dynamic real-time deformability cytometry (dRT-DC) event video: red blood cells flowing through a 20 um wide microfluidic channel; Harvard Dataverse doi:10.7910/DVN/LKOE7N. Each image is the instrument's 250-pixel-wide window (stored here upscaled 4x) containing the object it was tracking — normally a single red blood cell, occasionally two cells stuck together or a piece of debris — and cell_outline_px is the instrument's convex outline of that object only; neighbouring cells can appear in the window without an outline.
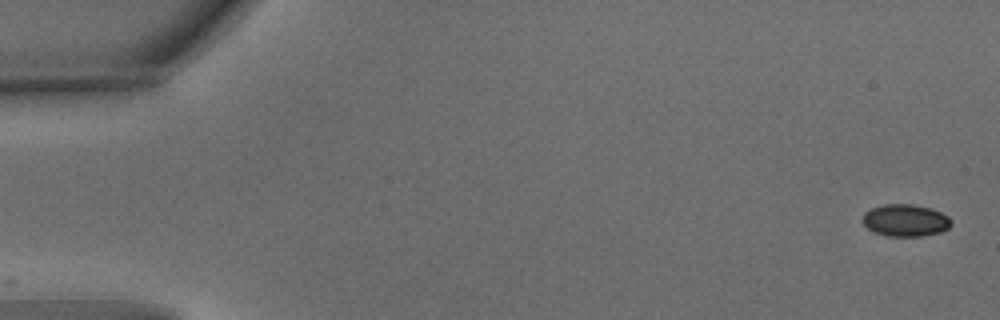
{"species": "common noctule bat (a hibernating species)", "species_latin": "Nyctalus noctula", "temperature_condition": "warm", "stored_images_in_passage": 53, "camera_frame_rate_fps": 3000, "um_per_image_px": 0.085, "animal": {"sex": "male", "body_mass_g": 15.6}, "frame": {"image": 1, "passage_image": 1, "time_ms": 0.0, "image_size_px": [1000, 320], "cell_outline_px": [[952, 224], [948, 228], [940, 232], [924, 236], [884, 236], [872, 232], [864, 224], [864, 212], [872, 208], [884, 204], [912, 204], [932, 208], [948, 216], [952, 220]], "centroid_in_image_um": [76.98, 18.73], "position_along_channel_um": 8.0, "area_um2": 16.7}}
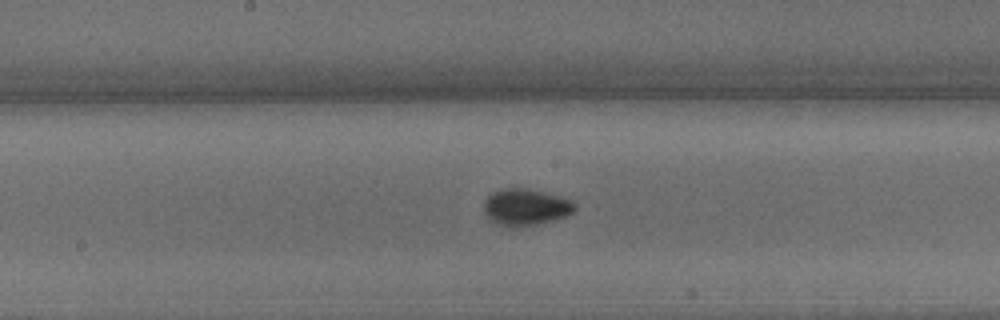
{"frame": {"image": 2, "passage_image": 28, "time_ms": 9.0, "image_size_px": [1000, 320], "cell_outline_px": [[576, 208], [568, 216], [520, 228], [512, 228], [496, 224], [484, 212], [484, 200], [492, 192], [500, 188], [528, 188], [560, 196], [572, 200], [576, 204]], "centroid_in_image_um": [44.68, 17.6], "position_along_channel_um": 203.5, "area_um2": 19.71}}
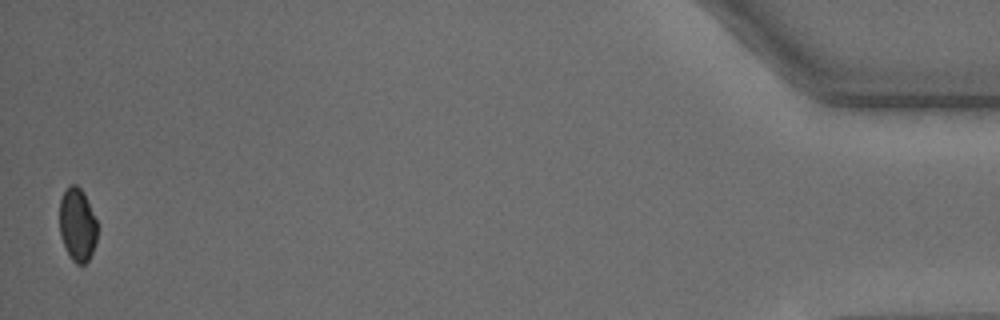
{"frame": {"image": 3, "passage_image": 53, "time_ms": 17.333, "image_size_px": [1000, 320], "cell_outline_px": [[96, 244], [88, 260], [84, 264], [76, 264], [72, 260], [60, 236], [60, 200], [68, 184], [76, 184], [80, 188], [96, 220]], "centroid_in_image_um": [6.56, 19.11], "position_along_channel_um": 428.6, "area_um2": 15.78}, "authors_computed_cell_mechanics": {"area_um2": 17.3978, "velocity_mm_per_s": 3.7827, "shape_relaxation_time_tau1_ms": 2.5823, "shape_relaxation_time_tau2_ms": null, "deformation_change_tau1": 0.0791, "deformation_change_tau2": null}}